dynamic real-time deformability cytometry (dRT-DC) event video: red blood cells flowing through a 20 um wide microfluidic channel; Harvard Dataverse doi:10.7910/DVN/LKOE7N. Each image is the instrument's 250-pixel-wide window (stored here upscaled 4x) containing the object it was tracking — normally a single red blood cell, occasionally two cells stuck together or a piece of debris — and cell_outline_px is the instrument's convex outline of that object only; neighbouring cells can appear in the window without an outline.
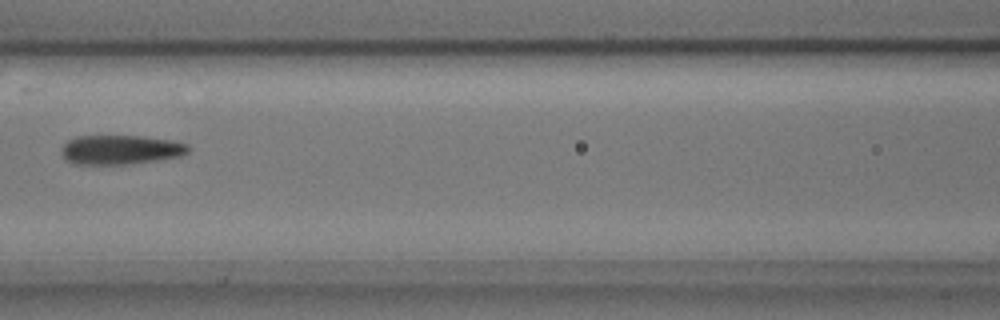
{"species": "common noctule bat (a hibernating species)", "species_latin": "Nyctalus noctula", "temperature_condition": "cold", "stored_images_in_passage": 6, "camera_frame_rate_fps": 3000, "um_per_image_px": 0.085, "animal": {"sex": "male", "body_mass_g": 17.9, "forearm_length_mm": 54.2}, "frame": {"image": 1, "passage_image": 6, "time_ms": 1.667, "image_size_px": [1000, 320], "cell_outline_px": [[192, 148], [188, 152], [180, 156], [156, 160], [124, 164], [72, 164], [64, 160], [60, 152], [64, 144], [68, 140], [76, 136], [144, 136], [172, 140], [188, 144]], "centroid_in_image_um": [10.23, 12.72], "position_along_channel_um": 156.4, "area_um2": 21.85}}